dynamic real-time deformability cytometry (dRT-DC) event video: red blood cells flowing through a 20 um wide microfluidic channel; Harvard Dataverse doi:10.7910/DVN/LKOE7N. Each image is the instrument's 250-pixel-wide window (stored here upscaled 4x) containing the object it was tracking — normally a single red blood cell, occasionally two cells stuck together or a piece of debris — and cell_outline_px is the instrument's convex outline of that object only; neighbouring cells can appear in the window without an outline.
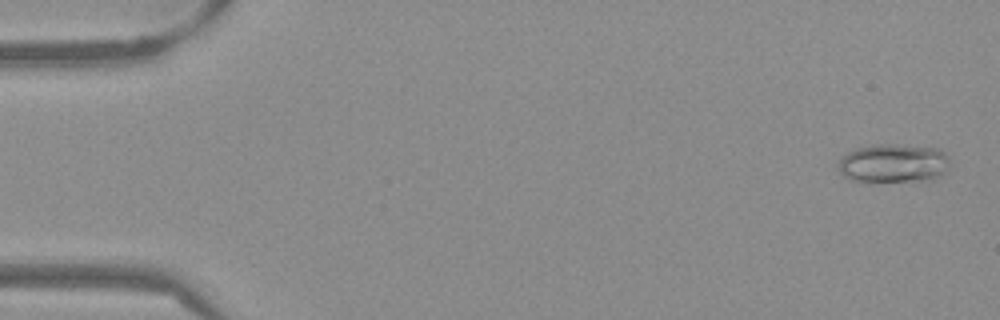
{"species": "Egyptian fruit bat (a non-hibernating species)", "species_latin": "Rousettus aegyptiacus", "temperature_condition": "warm", "stored_images_in_passage": 53, "camera_frame_rate_fps": 3000, "um_per_image_px": 0.085, "frame": {"image": 1, "passage_image": 2, "time_ms": 0.333, "image_size_px": [1000, 320], "cell_outline_px": [[948, 168], [936, 180], [848, 180], [840, 172], [840, 160], [848, 152], [856, 148], [872, 144], [892, 144], [940, 148], [948, 156]], "centroid_in_image_um": [75.99, 13.85], "position_along_channel_um": 9.0, "area_um2": 24.91}}
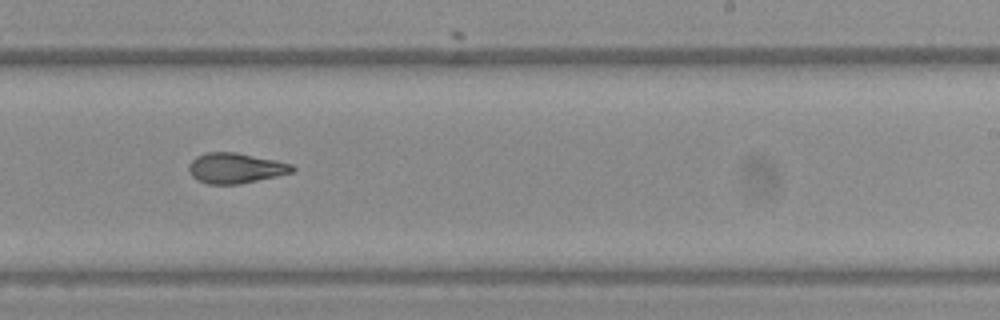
{"frame": {"image": 2, "passage_image": 33, "time_ms": 10.667, "image_size_px": [1000, 320], "cell_outline_px": [[296, 168], [292, 172], [276, 176], [240, 184], [208, 184], [196, 180], [192, 176], [188, 168], [188, 164], [196, 156], [204, 152], [236, 152], [276, 160], [292, 164]], "centroid_in_image_um": [19.99, 14.28], "position_along_channel_um": 269.0, "area_um2": 18.38}}
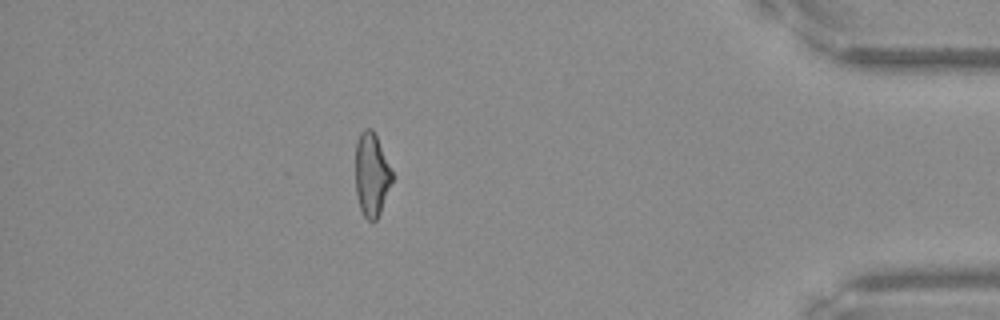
{"frame": {"image": 3, "passage_image": 47, "time_ms": 15.333, "image_size_px": [1000, 320], "cell_outline_px": [[392, 180], [380, 212], [376, 220], [368, 220], [364, 216], [360, 208], [356, 196], [356, 140], [360, 132], [364, 128], [372, 128], [376, 136], [392, 172]], "centroid_in_image_um": [31.56, 14.82], "position_along_channel_um": 403.6, "area_um2": 17.51}, "authors_computed_cell_mechanics": {"area_um2": 19.1318, "velocity_mm_per_s": 3.8476, "shape_relaxation_time_tau1_ms": null, "shape_relaxation_time_tau2_ms": 2.8316, "deformation_change_tau1": null, "deformation_change_tau2": 0.1053}}